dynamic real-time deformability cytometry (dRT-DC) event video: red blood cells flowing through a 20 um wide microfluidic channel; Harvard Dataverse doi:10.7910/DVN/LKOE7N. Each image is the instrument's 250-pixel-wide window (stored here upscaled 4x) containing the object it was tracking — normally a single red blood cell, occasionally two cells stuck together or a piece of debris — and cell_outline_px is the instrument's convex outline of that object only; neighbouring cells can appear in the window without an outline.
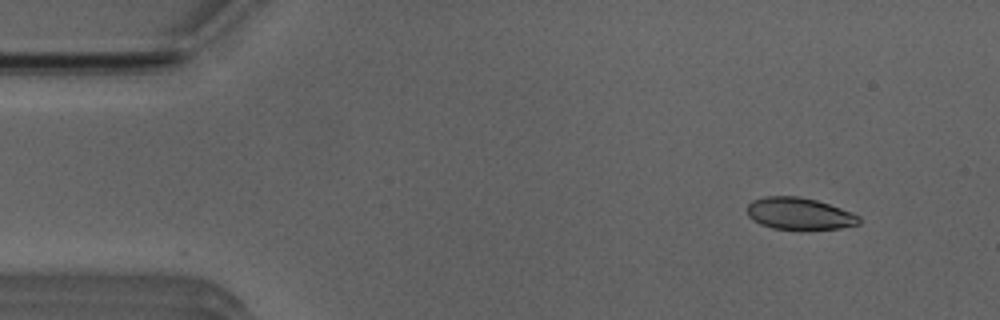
{"species": "Egyptian fruit bat (a non-hibernating species)", "species_latin": "Rousettus aegyptiacus", "temperature_condition": "room temperature", "stored_images_in_passage": 51, "camera_frame_rate_fps": 3000, "um_per_image_px": 0.085, "animal": {"sex": "male"}, "frame": {"image": 1, "passage_image": 4, "time_ms": 1.0, "image_size_px": [1000, 320], "cell_outline_px": [[860, 224], [840, 228], [804, 232], [772, 228], [760, 224], [752, 220], [748, 216], [748, 204], [752, 200], [764, 196], [796, 196], [816, 200], [852, 212], [860, 216]], "centroid_in_image_um": [67.95, 18.2], "position_along_channel_um": 17.1, "area_um2": 21.5}}
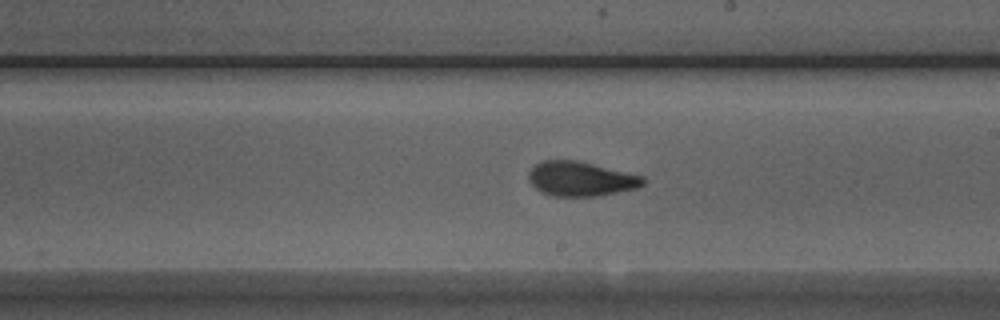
{"frame": {"image": 2, "passage_image": 28, "time_ms": 9.0, "image_size_px": [1000, 320], "cell_outline_px": [[644, 184], [636, 188], [596, 196], [552, 196], [540, 192], [528, 180], [528, 172], [536, 164], [544, 160], [580, 160], [644, 176]], "centroid_in_image_um": [49.35, 15.19], "position_along_channel_um": 239.7, "area_um2": 23.12}}
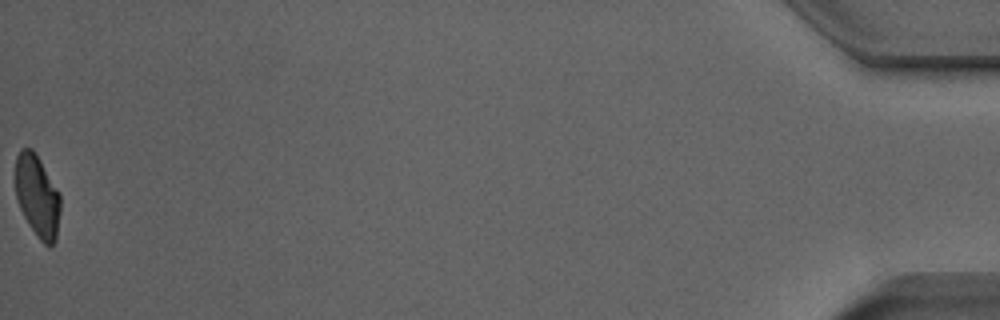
{"frame": {"image": 3, "passage_image": 51, "time_ms": 16.667, "image_size_px": [1000, 320], "cell_outline_px": [[60, 212], [56, 240], [48, 248], [36, 236], [28, 224], [20, 208], [16, 196], [16, 156], [20, 148], [32, 148], [36, 152], [60, 192]], "centroid_in_image_um": [3.19, 16.66], "position_along_channel_um": 432.0, "area_um2": 21.85}, "authors_computed_cell_mechanics": {"area_um2": 22.5998, "velocity_mm_per_s": 3.9257, "shape_relaxation_time_tau1_ms": 3.9404, "shape_relaxation_time_tau2_ms": 1.1529, "deformation_change_tau1": 0.1413, "deformation_change_tau2": 0.0732}}